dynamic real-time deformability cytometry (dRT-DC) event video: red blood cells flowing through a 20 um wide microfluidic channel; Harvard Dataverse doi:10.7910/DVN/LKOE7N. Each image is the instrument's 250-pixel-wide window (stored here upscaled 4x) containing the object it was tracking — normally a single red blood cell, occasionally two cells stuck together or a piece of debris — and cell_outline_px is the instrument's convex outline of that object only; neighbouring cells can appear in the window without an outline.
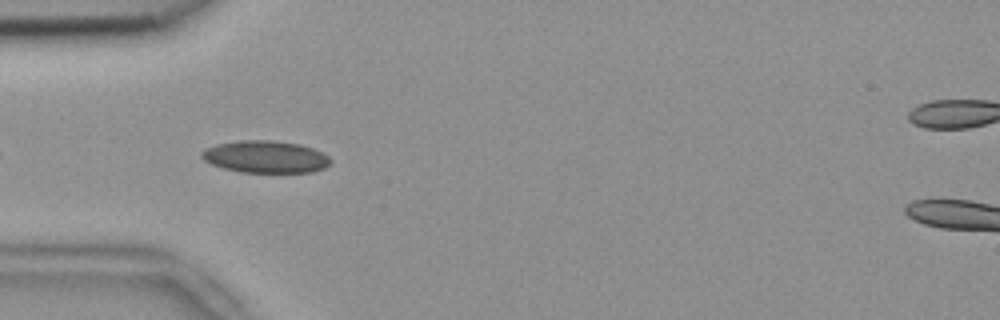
{"species": "common noctule bat (a hibernating species)", "species_latin": "Nyctalus noctula", "temperature_condition": "room temperature", "stored_images_in_passage": 6, "camera_frame_rate_fps": 3000, "um_per_image_px": 0.085, "animal": {"sex": "female", "body_mass_g": 18.4}, "frame": {"image": 1, "passage_image": 3, "time_ms": 0.667, "image_size_px": [1000, 320], "cell_outline_px": [[332, 160], [324, 168], [312, 172], [240, 172], [224, 168], [212, 164], [204, 160], [200, 156], [200, 152], [216, 144], [240, 140], [272, 140], [300, 144], [312, 148], [328, 156]], "centroid_in_image_um": [22.55, 13.32], "position_along_channel_um": 62.4, "area_um2": 24.04}}